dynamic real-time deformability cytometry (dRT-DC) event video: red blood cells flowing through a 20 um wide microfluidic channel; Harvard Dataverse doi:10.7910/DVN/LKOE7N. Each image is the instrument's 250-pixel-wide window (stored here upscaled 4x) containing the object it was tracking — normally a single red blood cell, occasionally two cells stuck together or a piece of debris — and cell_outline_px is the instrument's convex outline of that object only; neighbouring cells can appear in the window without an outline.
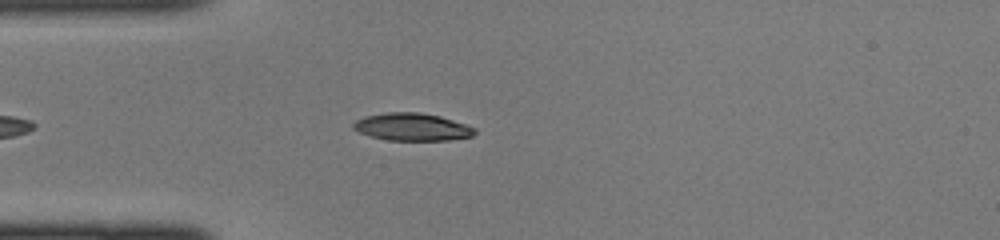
{"species": "common noctule bat (a hibernating species)", "species_latin": "Nyctalus noctula", "temperature_condition": "cold", "stored_images_in_passage": 36, "camera_frame_rate_fps": 3000, "um_per_image_px": 0.085, "animal": {"sex": "female", "body_mass_g": 22.0, "forearm_length_mm": 56.7}, "frame": {"image": 1, "passage_image": 6, "time_ms": 1.667, "image_size_px": [1000, 240], "cell_outline_px": [[476, 132], [472, 136], [448, 140], [388, 140], [372, 136], [360, 132], [352, 128], [352, 124], [356, 120], [364, 116], [384, 112], [420, 112], [440, 116], [476, 128]], "centroid_in_image_um": [35.01, 10.78], "position_along_channel_um": 50.0, "area_um2": 19.42}}
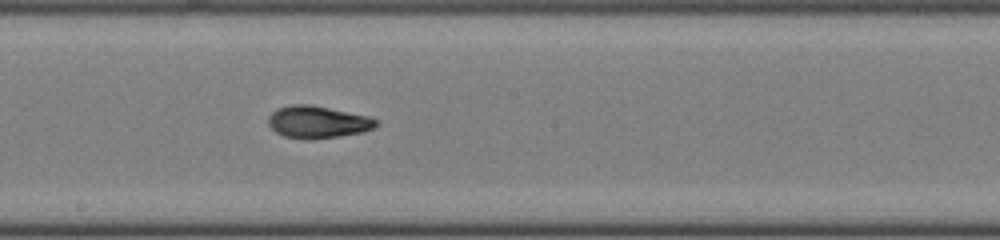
{"frame": {"image": 2, "passage_image": 18, "time_ms": 5.667, "image_size_px": [1000, 240], "cell_outline_px": [[380, 124], [364, 132], [340, 136], [312, 140], [304, 140], [284, 136], [276, 132], [268, 124], [268, 116], [272, 112], [280, 108], [292, 104], [312, 104], [368, 116], [376, 120]], "centroid_in_image_um": [27.0, 10.38], "position_along_channel_um": 221.2, "area_um2": 20.4}}
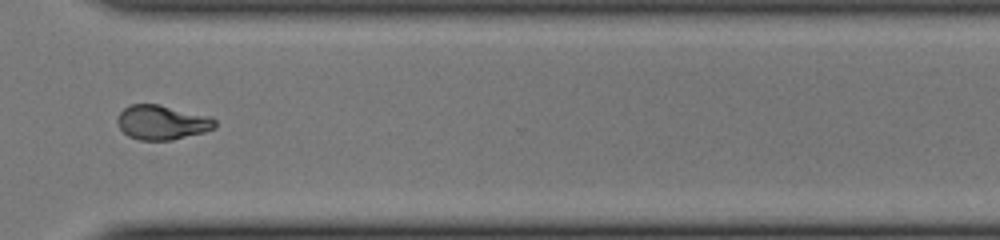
{"frame": {"image": 3, "passage_image": 27, "time_ms": 8.667, "image_size_px": [1000, 240], "cell_outline_px": [[216, 128], [204, 132], [172, 140], [140, 140], [128, 136], [120, 128], [116, 120], [116, 116], [128, 104], [160, 104], [212, 116], [216, 120]], "centroid_in_image_um": [13.79, 10.39], "position_along_channel_um": 356.8, "area_um2": 19.94}}